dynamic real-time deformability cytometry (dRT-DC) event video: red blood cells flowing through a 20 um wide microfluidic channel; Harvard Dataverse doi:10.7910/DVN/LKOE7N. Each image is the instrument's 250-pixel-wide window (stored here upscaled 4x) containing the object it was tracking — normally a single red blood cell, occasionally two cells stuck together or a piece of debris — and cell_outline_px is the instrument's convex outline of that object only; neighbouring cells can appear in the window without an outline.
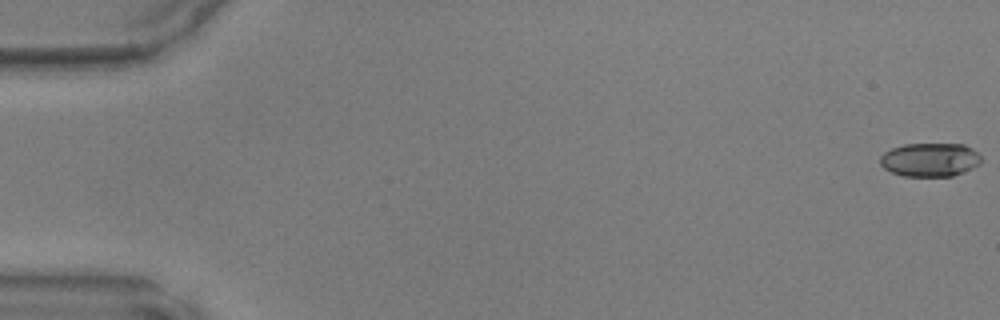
{"species": "common noctule bat (a hibernating species)", "species_latin": "Nyctalus noctula", "temperature_condition": "warm", "stored_images_in_passage": 46, "camera_frame_rate_fps": 3000, "um_per_image_px": 0.085, "animal": {"sex": "male", "body_mass_g": 17.9, "forearm_length_mm": 54.2}, "frame": {"image": 1, "passage_image": 1, "time_ms": 0.0, "image_size_px": [1000, 320], "cell_outline_px": [[980, 164], [972, 168], [952, 176], [904, 176], [892, 172], [884, 168], [880, 164], [880, 156], [884, 152], [892, 148], [904, 144], [964, 144], [972, 148], [980, 156]], "centroid_in_image_um": [79.03, 13.57], "position_along_channel_um": 6.0, "area_um2": 19.77}}
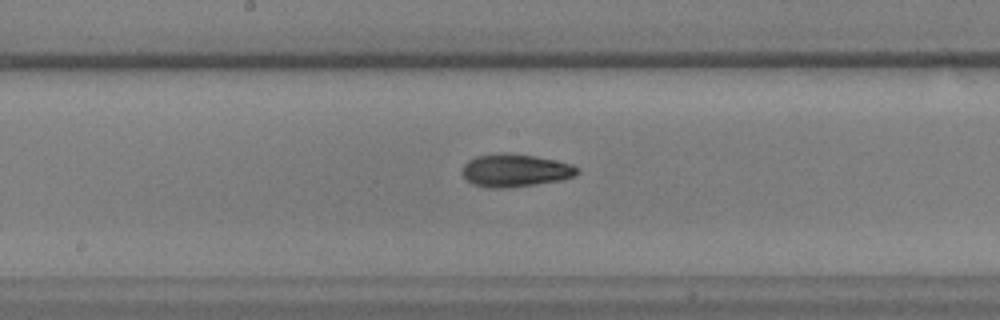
{"frame": {"image": 2, "passage_image": 26, "time_ms": 8.333, "image_size_px": [1000, 320], "cell_outline_px": [[580, 172], [572, 176], [560, 180], [508, 188], [488, 188], [472, 184], [464, 176], [464, 164], [468, 160], [476, 156], [536, 156], [556, 160], [572, 164], [580, 168]], "centroid_in_image_um": [43.84, 14.53], "position_along_channel_um": 204.4, "area_um2": 21.1}}
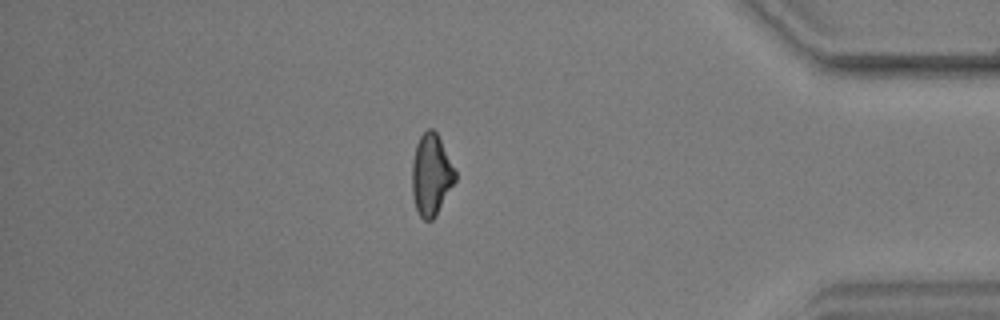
{"frame": {"image": 3, "passage_image": 42, "time_ms": 13.667, "image_size_px": [1000, 320], "cell_outline_px": [[456, 180], [436, 216], [432, 220], [424, 220], [420, 216], [416, 208], [412, 196], [412, 164], [416, 144], [420, 136], [428, 128], [432, 128], [436, 132], [456, 172]], "centroid_in_image_um": [36.64, 14.88], "position_along_channel_um": 398.6, "area_um2": 20.35}}